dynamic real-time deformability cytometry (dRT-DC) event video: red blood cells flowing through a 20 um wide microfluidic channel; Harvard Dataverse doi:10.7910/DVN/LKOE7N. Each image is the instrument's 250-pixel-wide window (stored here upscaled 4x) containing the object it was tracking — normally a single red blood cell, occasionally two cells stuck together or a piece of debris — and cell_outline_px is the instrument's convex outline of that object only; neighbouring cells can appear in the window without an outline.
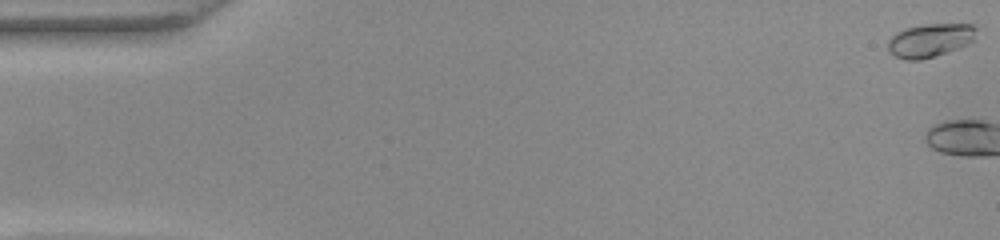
{"species": "common noctule bat (a hibernating species)", "species_latin": "Nyctalus noctula", "temperature_condition": "warm", "stored_images_in_passage": 3, "camera_frame_rate_fps": 3000, "um_per_image_px": 0.085, "animal": {"sex": "female", "body_mass_g": 22.0, "forearm_length_mm": 56.7}, "frame": {"image": 1, "passage_image": 1, "time_ms": 0.0, "image_size_px": [1000, 240], "cell_outline_px": [[976, 40], [960, 48], [920, 60], [904, 60], [888, 52], [888, 40], [896, 32], [904, 28], [920, 24], [972, 24], [976, 28]], "centroid_in_image_um": [79.06, 3.42], "position_along_channel_um": 5.9, "area_um2": 17.51}}